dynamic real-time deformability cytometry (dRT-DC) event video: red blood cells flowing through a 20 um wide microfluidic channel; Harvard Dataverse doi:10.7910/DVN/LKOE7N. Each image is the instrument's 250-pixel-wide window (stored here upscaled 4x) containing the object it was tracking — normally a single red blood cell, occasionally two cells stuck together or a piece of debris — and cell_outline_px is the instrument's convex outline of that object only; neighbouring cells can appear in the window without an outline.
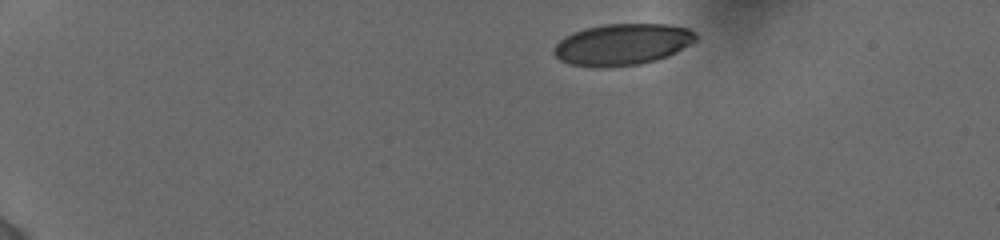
{"species": "human", "species_latin": "Homo sapiens", "temperature_condition": "cold", "stored_images_in_passage": 75, "camera_frame_rate_fps": 3000, "um_per_image_px": 0.085, "donor": {"sex": "female"}, "frame": {"image": 1, "passage_image": 1, "time_ms": 0.0, "image_size_px": [1000, 240], "cell_outline_px": [[696, 40], [676, 52], [668, 56], [656, 60], [640, 64], [608, 68], [588, 68], [568, 64], [560, 60], [552, 52], [552, 48], [564, 36], [572, 32], [584, 28], [604, 24], [664, 24], [688, 28], [696, 32]], "centroid_in_image_um": [52.84, 3.79], "position_along_channel_um": 32.2, "area_um2": 34.8}}
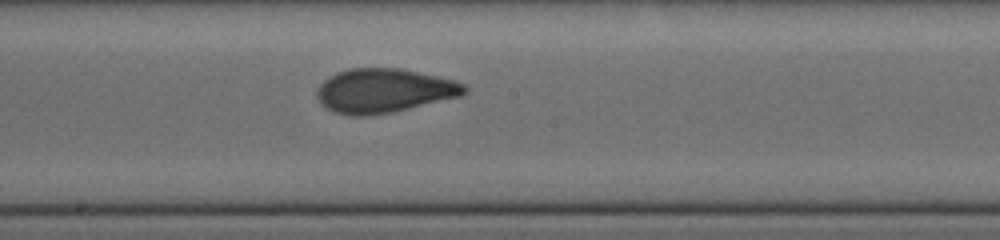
{"frame": {"image": 2, "passage_image": 43, "time_ms": 7.333, "image_size_px": [1000, 240], "cell_outline_px": [[468, 92], [464, 96], [392, 112], [368, 116], [352, 116], [332, 112], [324, 108], [320, 104], [316, 96], [316, 88], [328, 76], [336, 72], [352, 68], [400, 68], [456, 80], [468, 84]], "centroid_in_image_um": [32.65, 7.71], "position_along_channel_um": 215.5, "area_um2": 38.67}}
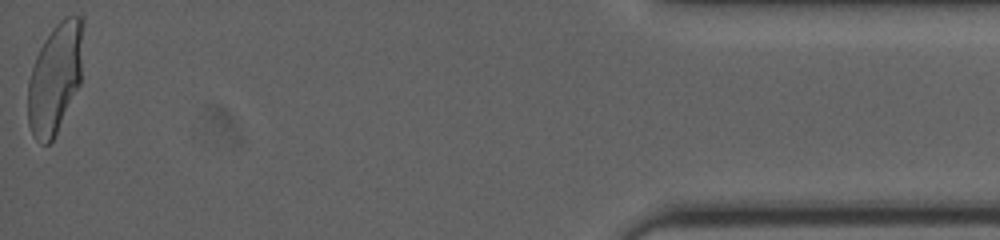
{"frame": {"image": 3, "passage_image": 75, "time_ms": 14.667, "image_size_px": [1000, 240], "cell_outline_px": [[84, 24], [80, 84], [52, 140], [48, 144], [40, 144], [32, 136], [28, 124], [28, 80], [36, 56], [44, 40], [52, 28], [60, 20], [68, 16], [80, 16], [84, 20]], "centroid_in_image_um": [4.68, 6.62], "position_along_channel_um": 430.5, "area_um2": 35.49}, "authors_computed_cell_mechanics": {"area_um2": 36.414, "velocity_mm_per_s": 3.8765, "shape_relaxation_time_tau1_ms": 4.9761, "shape_relaxation_time_tau2_ms": 0.8561, "deformation_change_tau1": 0.1748, "deformation_change_tau2": 0.0573}}